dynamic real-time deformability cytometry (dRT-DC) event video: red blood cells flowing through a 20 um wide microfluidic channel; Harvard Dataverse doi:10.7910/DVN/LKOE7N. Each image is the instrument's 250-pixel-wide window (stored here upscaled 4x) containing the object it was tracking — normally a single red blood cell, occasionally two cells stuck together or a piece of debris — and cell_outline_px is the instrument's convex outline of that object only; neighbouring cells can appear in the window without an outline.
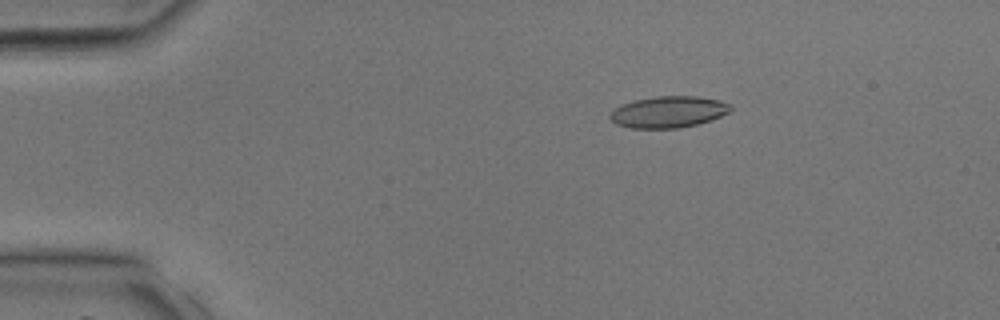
{"species": "common noctule bat (a hibernating species)", "species_latin": "Nyctalus noctula", "temperature_condition": "room temperature", "stored_images_in_passage": 33, "camera_frame_rate_fps": 3000, "um_per_image_px": 0.085, "animal": {"sex": "male", "body_mass_g": 17.9, "forearm_length_mm": 54.2}, "frame": {"image": 1, "passage_image": 1, "time_ms": 0.0, "image_size_px": [1000, 320], "cell_outline_px": [[732, 108], [728, 112], [712, 120], [680, 128], [628, 128], [616, 124], [608, 116], [620, 104], [632, 100], [656, 96], [696, 96], [720, 100], [732, 104]], "centroid_in_image_um": [56.81, 9.51], "position_along_channel_um": 28.2, "area_um2": 22.25}}
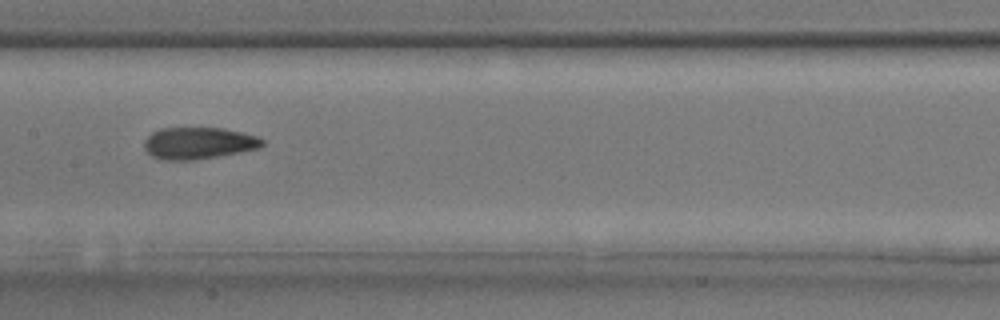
{"frame": {"image": 2, "passage_image": 14, "time_ms": 4.333, "image_size_px": [1000, 320], "cell_outline_px": [[264, 144], [260, 148], [240, 152], [196, 160], [160, 160], [152, 156], [144, 148], [144, 140], [152, 132], [160, 128], [224, 128], [256, 136], [264, 140]], "centroid_in_image_um": [16.86, 12.17], "position_along_channel_um": 190.5, "area_um2": 21.96}}
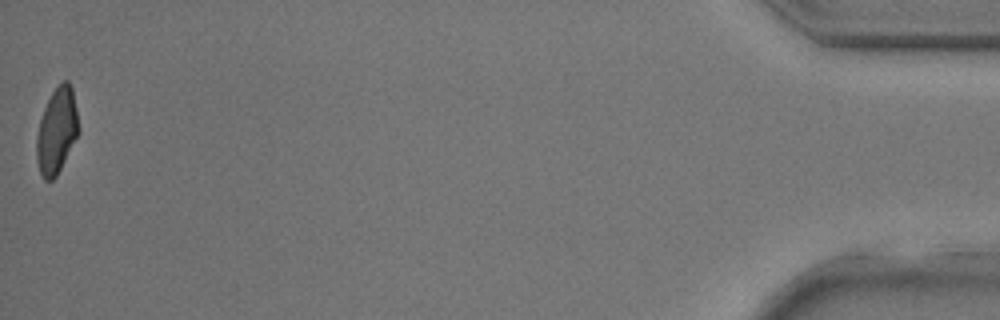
{"frame": {"image": 3, "passage_image": 33, "time_ms": 10.667, "image_size_px": [1000, 320], "cell_outline_px": [[80, 132], [56, 176], [52, 180], [44, 180], [40, 172], [36, 160], [36, 136], [40, 120], [44, 108], [52, 92], [60, 80], [68, 80], [72, 88], [80, 128]], "centroid_in_image_um": [4.83, 11.09], "position_along_channel_um": 430.4, "area_um2": 21.1}}